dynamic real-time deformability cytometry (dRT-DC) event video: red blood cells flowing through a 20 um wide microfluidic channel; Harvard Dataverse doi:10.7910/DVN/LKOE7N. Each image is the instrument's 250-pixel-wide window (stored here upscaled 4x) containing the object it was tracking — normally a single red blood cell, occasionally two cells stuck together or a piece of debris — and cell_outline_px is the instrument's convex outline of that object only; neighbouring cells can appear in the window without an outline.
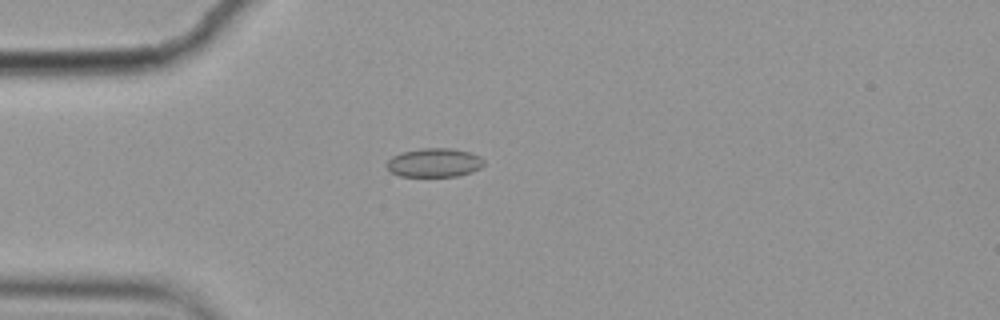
{"species": "common noctule bat (a hibernating species)", "species_latin": "Nyctalus noctula", "temperature_condition": "cold", "stored_images_in_passage": 1, "camera_frame_rate_fps": 3000, "um_per_image_px": 0.085, "animal": {"sex": "female", "body_mass_g": 19.9}, "frame": {"image": 1, "passage_image": 1, "time_ms": 0.0, "image_size_px": [1000, 320], "cell_outline_px": [[484, 164], [480, 168], [472, 172], [456, 176], [400, 176], [388, 172], [384, 164], [392, 156], [400, 152], [420, 148], [448, 148], [468, 152], [480, 156], [484, 160]], "centroid_in_image_um": [36.85, 13.83], "position_along_channel_um": 48.1, "area_um2": 16.53}}